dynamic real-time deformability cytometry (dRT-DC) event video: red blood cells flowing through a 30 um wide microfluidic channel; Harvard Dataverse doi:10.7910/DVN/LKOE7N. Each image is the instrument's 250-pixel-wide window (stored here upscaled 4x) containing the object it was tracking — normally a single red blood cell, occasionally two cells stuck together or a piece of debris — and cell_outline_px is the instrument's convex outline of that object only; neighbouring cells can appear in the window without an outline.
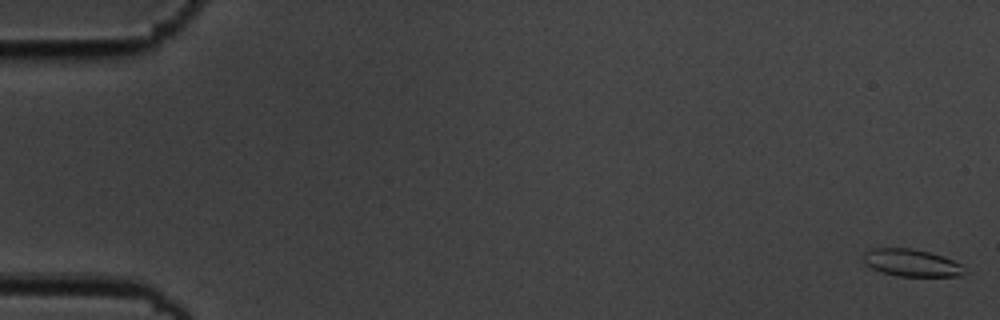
{"species": "common noctule bat (a hibernating species)", "species_latin": "Nyctalus noctula", "temperature_condition": "cold", "stored_images_in_passage": 5, "camera_frame_rate_fps": 3000, "um_per_image_px": 0.085, "animal": {"sex": "male", "body_mass_g": 19.5, "forearm_length_mm": 54.6}, "frame": {"image": 1, "passage_image": 1, "time_ms": 0.0, "image_size_px": [1000, 320], "cell_outline_px": [[964, 272], [960, 276], [900, 276], [880, 272], [864, 264], [860, 256], [864, 252], [872, 248], [912, 248], [928, 252], [952, 260], [960, 264]], "centroid_in_image_um": [77.37, 22.33], "position_along_channel_um": 7.6, "area_um2": 16.01}}
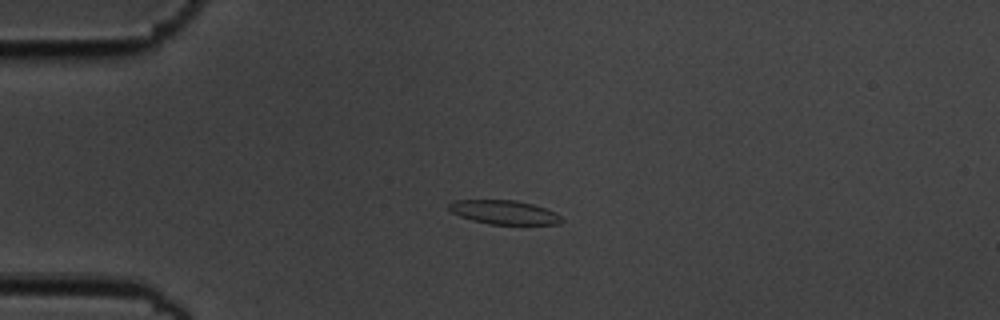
{"frame": {"image": 2, "passage_image": 4, "time_ms": 1.0, "image_size_px": [1000, 320], "cell_outline_px": [[564, 220], [560, 224], [488, 224], [472, 220], [460, 216], [452, 212], [448, 208], [448, 204], [456, 200], [516, 200], [532, 204], [556, 212]], "centroid_in_image_um": [42.86, 18.04], "position_along_channel_um": 42.1, "area_um2": 15.66}}